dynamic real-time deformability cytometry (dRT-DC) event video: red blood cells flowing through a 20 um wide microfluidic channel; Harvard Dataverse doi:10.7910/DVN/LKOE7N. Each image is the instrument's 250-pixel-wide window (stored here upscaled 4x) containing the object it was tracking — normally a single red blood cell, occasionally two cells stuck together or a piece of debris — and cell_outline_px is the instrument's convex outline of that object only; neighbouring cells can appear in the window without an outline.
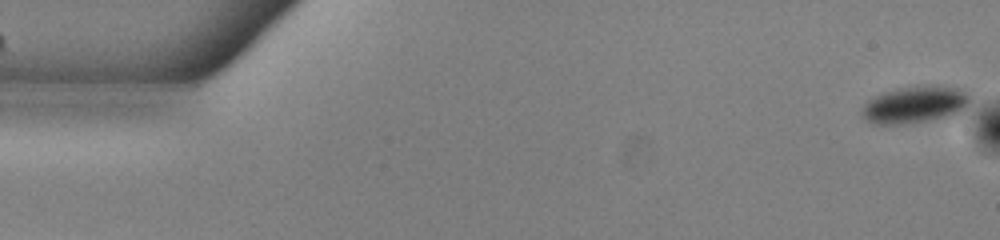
{"species": "common noctule bat (a hibernating species)", "species_latin": "Nyctalus noctula", "temperature_condition": "warm", "stored_images_in_passage": 53, "camera_frame_rate_fps": 3000, "um_per_image_px": 0.085, "animal": {"sex": "male", "body_mass_g": 13.0, "forearm_length_mm": 53.1}, "frame": {"image": 1, "passage_image": 1, "time_ms": 0.0, "image_size_px": [1000, 240], "cell_outline_px": [[972, 100], [968, 108], [960, 116], [908, 124], [872, 124], [860, 116], [860, 112], [864, 104], [868, 100], [884, 92], [896, 88], [972, 88]], "centroid_in_image_um": [77.89, 8.95], "position_along_channel_um": 7.1, "area_um2": 23.93}}
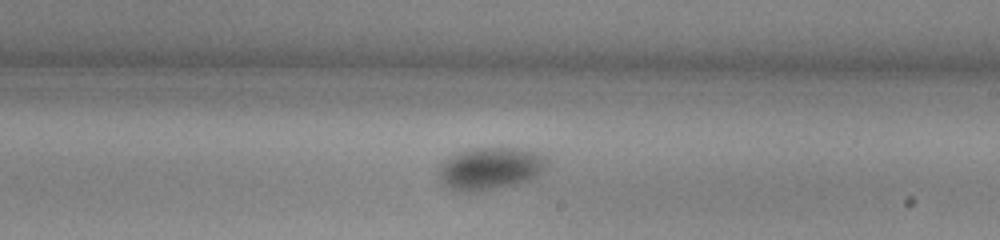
{"frame": {"image": 2, "passage_image": 31, "time_ms": 10.0, "image_size_px": [1000, 240], "cell_outline_px": [[548, 164], [540, 172], [528, 180], [476, 192], [464, 192], [448, 188], [440, 184], [440, 164], [448, 156], [472, 148], [520, 148], [540, 152], [548, 156]], "centroid_in_image_um": [41.66, 14.3], "position_along_channel_um": 247.3, "area_um2": 26.7}}
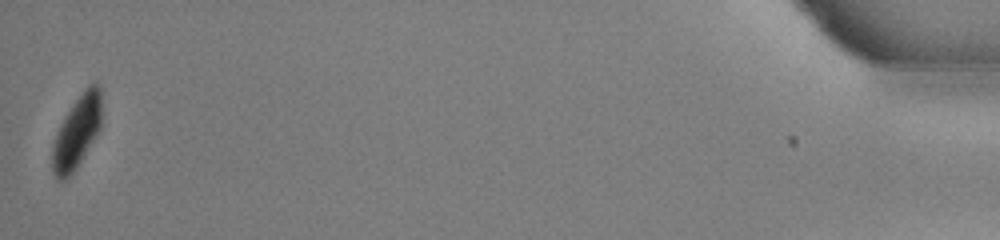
{"frame": {"image": 3, "passage_image": 53, "time_ms": 17.333, "image_size_px": [1000, 240], "cell_outline_px": [[100, 128], [96, 136], [84, 156], [76, 168], [64, 180], [56, 180], [52, 172], [52, 144], [56, 132], [64, 116], [72, 104], [84, 88], [88, 84], [96, 80], [100, 84]], "centroid_in_image_um": [6.51, 11.2], "position_along_channel_um": 428.7, "area_um2": 20.98}, "authors_computed_cell_mechanics": {"area_um2": 26.1256, "velocity_mm_per_s": 3.8431, "shape_relaxation_time_tau1_ms": 3.1713, "shape_relaxation_time_tau2_ms": null, "deformation_change_tau1": 0.073, "deformation_change_tau2": null}}